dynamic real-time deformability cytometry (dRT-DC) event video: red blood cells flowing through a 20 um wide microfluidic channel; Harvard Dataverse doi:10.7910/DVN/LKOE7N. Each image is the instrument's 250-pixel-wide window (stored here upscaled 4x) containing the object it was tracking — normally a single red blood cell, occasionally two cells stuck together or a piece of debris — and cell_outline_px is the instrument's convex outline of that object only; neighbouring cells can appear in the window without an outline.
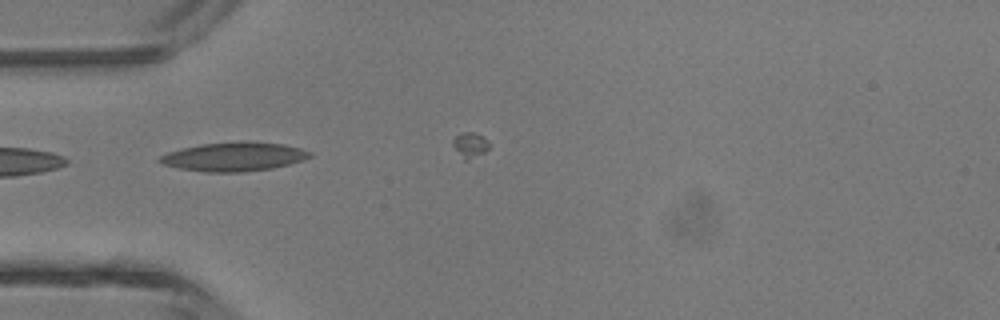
{"species": "common noctule bat (a hibernating species)", "species_latin": "Nyctalus noctula", "temperature_condition": "room temperature", "stored_images_in_passage": 2, "camera_frame_rate_fps": 3000, "um_per_image_px": 0.085, "animal": {"sex": "male", "body_mass_g": 13.3}, "frame": {"image": 1, "passage_image": 1, "time_ms": 0.0, "image_size_px": [1000, 320], "cell_outline_px": [[312, 156], [304, 160], [272, 168], [244, 172], [204, 172], [176, 168], [164, 164], [156, 160], [160, 156], [168, 152], [200, 144], [284, 144], [300, 148], [312, 152]], "centroid_in_image_um": [19.86, 13.37], "position_along_channel_um": 65.1, "area_um2": 24.33}}